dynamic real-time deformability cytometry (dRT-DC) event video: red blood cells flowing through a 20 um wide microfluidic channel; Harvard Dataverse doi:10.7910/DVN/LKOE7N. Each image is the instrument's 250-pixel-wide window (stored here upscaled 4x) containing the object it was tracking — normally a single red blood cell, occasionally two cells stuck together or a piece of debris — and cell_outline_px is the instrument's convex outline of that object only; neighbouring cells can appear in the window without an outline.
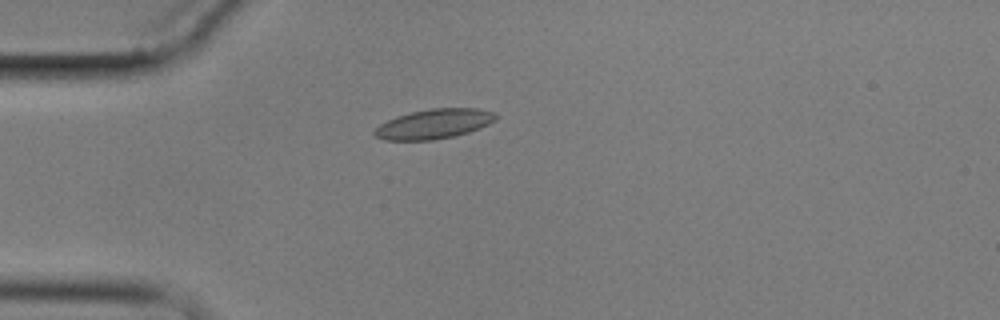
{"species": "common noctule bat (a hibernating species)", "species_latin": "Nyctalus noctula", "temperature_condition": "cold", "stored_images_in_passage": 5, "camera_frame_rate_fps": 3000, "um_per_image_px": 0.085, "animal": {"sex": "male", "body_mass_g": 17.9}, "frame": {"image": 1, "passage_image": 5, "time_ms": 4.667, "image_size_px": [1000, 320], "cell_outline_px": [[500, 116], [496, 120], [480, 128], [468, 132], [452, 136], [432, 140], [384, 140], [376, 136], [372, 132], [380, 124], [396, 116], [412, 112], [432, 108], [476, 108], [496, 112]], "centroid_in_image_um": [36.92, 10.52], "position_along_channel_um": 48.1, "area_um2": 20.98}}